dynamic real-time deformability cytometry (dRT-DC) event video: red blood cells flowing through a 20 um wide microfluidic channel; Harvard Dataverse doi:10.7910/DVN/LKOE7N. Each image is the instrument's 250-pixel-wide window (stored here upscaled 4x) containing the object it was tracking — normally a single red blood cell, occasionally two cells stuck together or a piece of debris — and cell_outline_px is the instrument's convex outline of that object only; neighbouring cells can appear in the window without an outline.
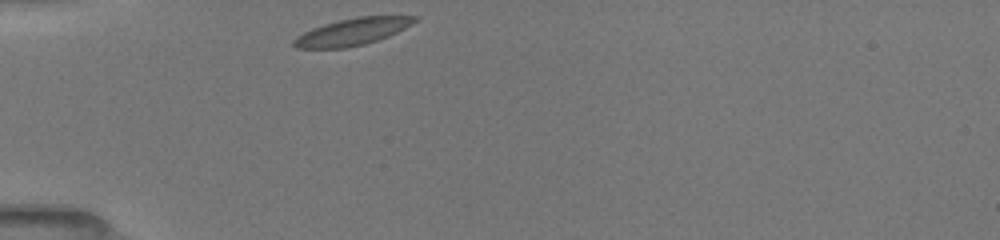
{"species": "common noctule bat (a hibernating species)", "species_latin": "Nyctalus noctula", "temperature_condition": "room temperature", "stored_images_in_passage": 3, "camera_frame_rate_fps": 3000, "um_per_image_px": 0.085, "animal": {"sex": "female", "body_mass_g": 19.5, "forearm_length_mm": 54.1}, "frame": {"image": 1, "passage_image": 1, "time_ms": 0.0, "image_size_px": [1000, 240], "cell_outline_px": [[420, 16], [412, 24], [388, 36], [364, 44], [348, 48], [296, 48], [292, 44], [292, 40], [296, 36], [312, 28], [324, 24], [356, 16]], "centroid_in_image_um": [29.92, 2.7], "position_along_channel_um": 55.1, "area_um2": 18.9}}